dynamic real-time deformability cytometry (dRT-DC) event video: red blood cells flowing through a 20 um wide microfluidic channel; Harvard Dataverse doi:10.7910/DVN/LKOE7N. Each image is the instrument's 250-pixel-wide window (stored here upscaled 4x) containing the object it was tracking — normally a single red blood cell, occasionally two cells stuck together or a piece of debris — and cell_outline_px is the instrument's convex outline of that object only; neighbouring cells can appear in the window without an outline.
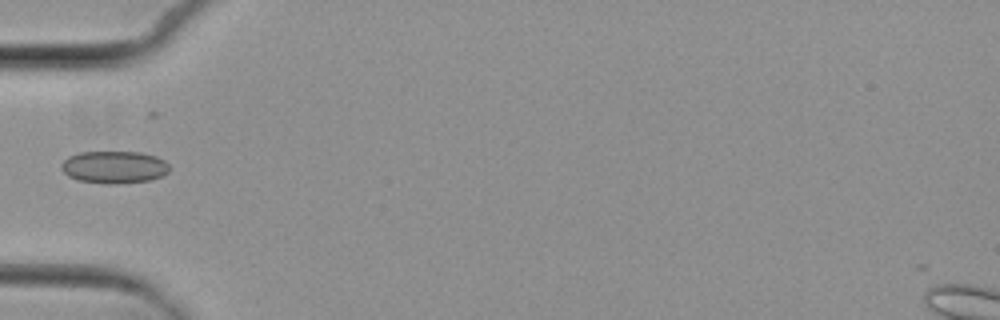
{"species": "common noctule bat (a hibernating species)", "species_latin": "Nyctalus noctula", "temperature_condition": "cold", "stored_images_in_passage": 4, "camera_frame_rate_fps": 3000, "um_per_image_px": 0.085, "animal": {"sex": "female", "body_mass_g": 29.2, "forearm_length_mm": 56.3}, "frame": {"image": 1, "passage_image": 3, "time_ms": 4.0, "image_size_px": [1000, 320], "cell_outline_px": [[168, 172], [152, 180], [116, 184], [108, 184], [76, 180], [68, 176], [60, 168], [60, 164], [68, 156], [80, 152], [140, 152], [156, 156], [164, 160], [168, 164]], "centroid_in_image_um": [9.67, 14.21], "position_along_channel_um": 75.3, "area_um2": 20.52}}